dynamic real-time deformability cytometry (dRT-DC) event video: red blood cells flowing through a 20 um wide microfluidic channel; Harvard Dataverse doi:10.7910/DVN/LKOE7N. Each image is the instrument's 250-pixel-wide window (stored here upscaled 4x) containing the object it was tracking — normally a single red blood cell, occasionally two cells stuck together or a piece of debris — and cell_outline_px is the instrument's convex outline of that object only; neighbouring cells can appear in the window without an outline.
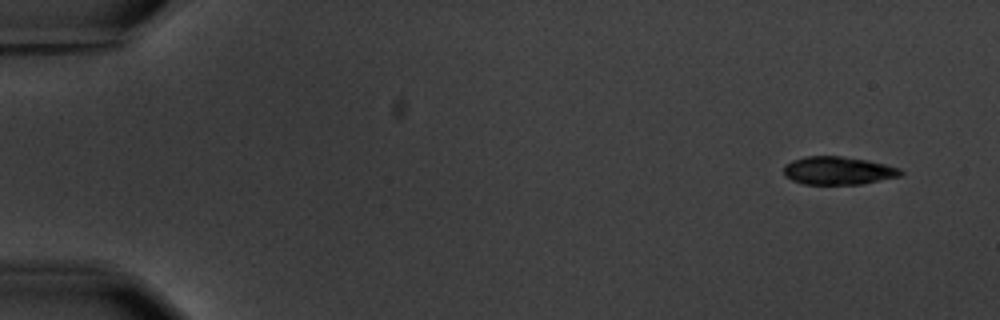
{"species": "common noctule bat (a hibernating species)", "species_latin": "Nyctalus noctula", "temperature_condition": "warm", "stored_images_in_passage": 5, "camera_frame_rate_fps": 3000, "um_per_image_px": 0.085, "animal": {"sex": "male", "body_mass_g": 20.1, "forearm_length_mm": 53.5}, "frame": {"image": 1, "passage_image": 1, "time_ms": 0.0, "image_size_px": [1000, 320], "cell_outline_px": [[904, 172], [900, 176], [860, 184], [804, 184], [792, 180], [784, 176], [784, 164], [792, 160], [804, 156], [840, 156], [868, 160], [900, 168]], "centroid_in_image_um": [71.21, 14.5], "position_along_channel_um": 13.8, "area_um2": 19.13}}
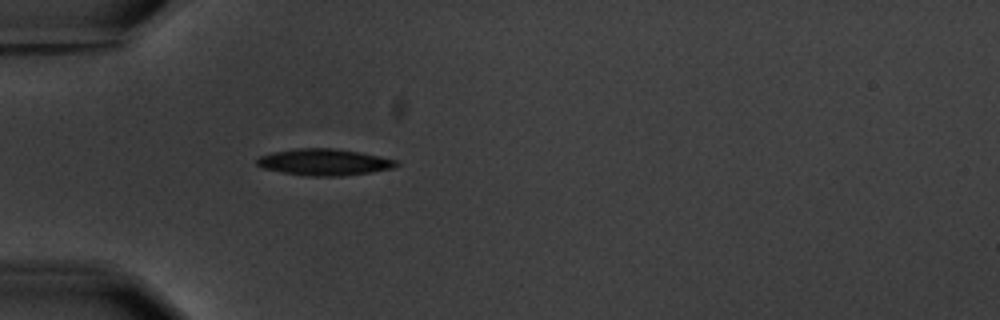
{"frame": {"image": 2, "passage_image": 5, "time_ms": 4.667, "image_size_px": [1000, 320], "cell_outline_px": [[400, 164], [392, 168], [368, 172], [340, 176], [312, 176], [284, 172], [264, 168], [256, 164], [256, 160], [260, 156], [272, 152], [296, 148], [332, 148], [360, 152], [380, 156], [396, 160]], "centroid_in_image_um": [27.55, 13.77], "position_along_channel_um": 57.4, "area_um2": 21.27}}